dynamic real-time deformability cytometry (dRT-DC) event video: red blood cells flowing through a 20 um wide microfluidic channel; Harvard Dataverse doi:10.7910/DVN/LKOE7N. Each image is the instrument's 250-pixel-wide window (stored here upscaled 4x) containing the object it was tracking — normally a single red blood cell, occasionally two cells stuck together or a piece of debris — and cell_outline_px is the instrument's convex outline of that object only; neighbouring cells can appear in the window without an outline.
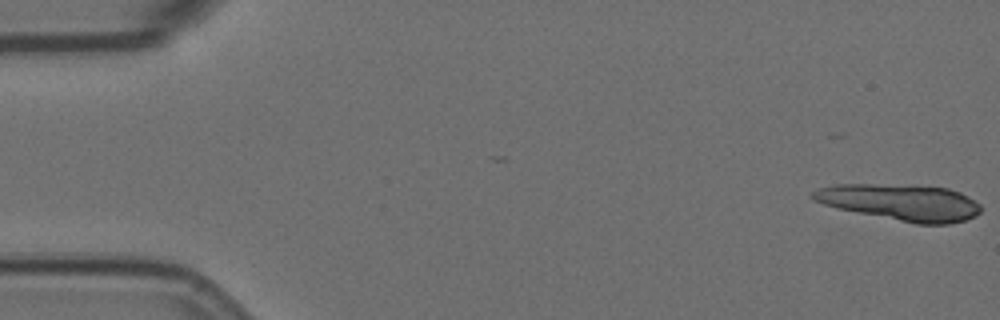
{"species": "Egyptian fruit bat (a non-hibernating species)", "species_latin": "Rousettus aegyptiacus", "temperature_condition": "room temperature", "stored_images_in_passage": 15, "camera_frame_rate_fps": 3000, "um_per_image_px": 0.085, "animal": {"sex": "female"}, "frame": {"image": 1, "passage_image": 1, "time_ms": 0.0, "image_size_px": [1000, 320], "cell_outline_px": [[980, 212], [976, 216], [964, 220], [948, 224], [916, 224], [836, 208], [812, 200], [808, 196], [816, 188], [832, 184], [872, 184], [948, 188], [960, 192], [980, 204]], "centroid_in_image_um": [76.49, 17.2], "position_along_channel_um": 8.5, "area_um2": 35.49}}